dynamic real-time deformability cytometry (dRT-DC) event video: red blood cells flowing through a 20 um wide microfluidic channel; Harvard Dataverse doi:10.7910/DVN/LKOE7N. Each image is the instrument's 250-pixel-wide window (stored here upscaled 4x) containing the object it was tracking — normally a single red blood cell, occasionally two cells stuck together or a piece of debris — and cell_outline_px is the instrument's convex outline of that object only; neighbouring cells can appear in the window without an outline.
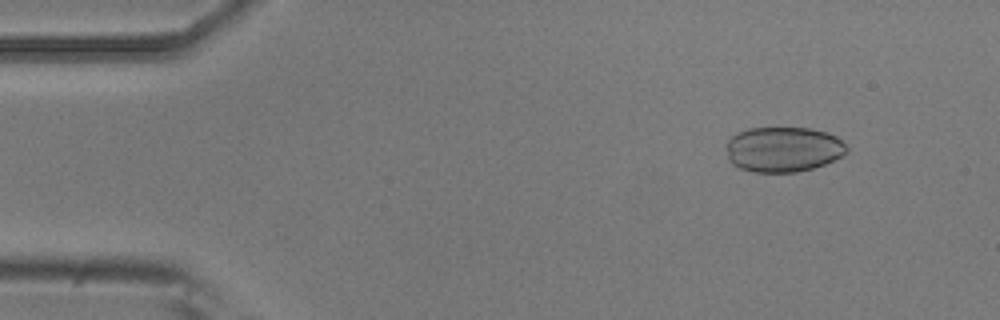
{"species": "common noctule bat (a hibernating species)", "species_latin": "Nyctalus noctula", "temperature_condition": "room temperature", "stored_images_in_passage": 51, "camera_frame_rate_fps": 3000, "um_per_image_px": 0.085, "animal": {"sex": "male", "body_mass_g": 20.5, "forearm_length_mm": 52.5}, "frame": {"image": 1, "passage_image": 5, "time_ms": 1.333, "image_size_px": [1000, 320], "cell_outline_px": [[848, 152], [824, 164], [812, 168], [796, 172], [752, 172], [740, 168], [732, 164], [728, 160], [728, 140], [732, 136], [748, 128], [808, 128], [828, 132], [836, 136], [848, 148]], "centroid_in_image_um": [66.58, 12.69], "position_along_channel_um": 18.4, "area_um2": 31.56}}
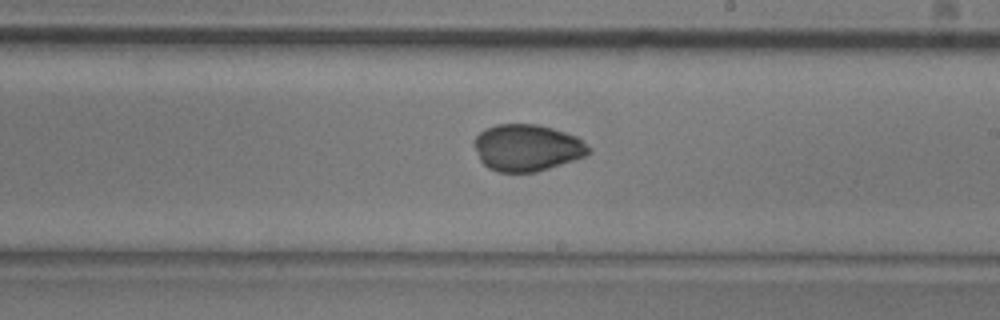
{"frame": {"image": 2, "passage_image": 29, "time_ms": 9.333, "image_size_px": [1000, 320], "cell_outline_px": [[592, 152], [584, 156], [536, 172], [496, 172], [488, 168], [480, 160], [472, 144], [472, 140], [484, 128], [496, 124], [536, 124], [552, 128], [576, 136], [592, 148]], "centroid_in_image_um": [44.76, 12.55], "position_along_channel_um": 244.2, "area_um2": 31.33}}
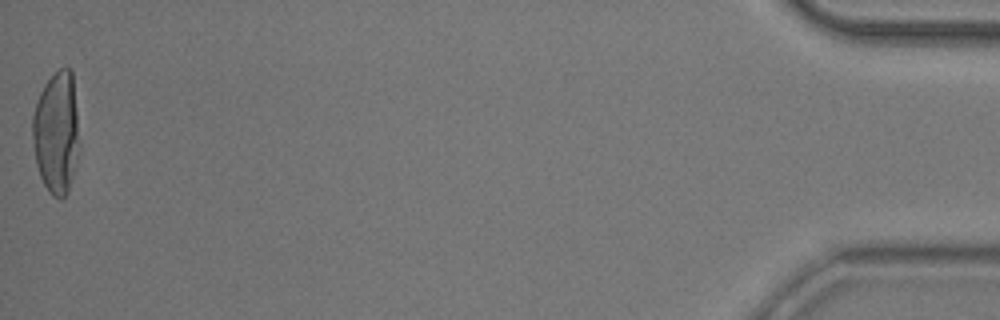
{"frame": {"image": 3, "passage_image": 51, "time_ms": 16.667, "image_size_px": [1000, 320], "cell_outline_px": [[80, 148], [68, 192], [60, 200], [52, 196], [48, 192], [40, 176], [36, 164], [32, 136], [32, 116], [40, 92], [44, 84], [60, 68], [68, 68], [72, 72], [80, 144]], "centroid_in_image_um": [4.8, 11.31], "position_along_channel_um": 430.4, "area_um2": 33.47}}